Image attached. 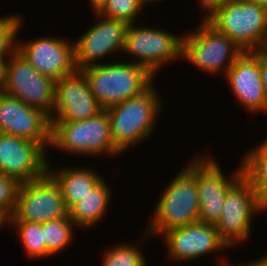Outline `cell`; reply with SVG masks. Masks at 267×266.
<instances>
[{
  "instance_id": "cell-35",
  "label": "cell",
  "mask_w": 267,
  "mask_h": 266,
  "mask_svg": "<svg viewBox=\"0 0 267 266\" xmlns=\"http://www.w3.org/2000/svg\"><path fill=\"white\" fill-rule=\"evenodd\" d=\"M219 260V265L218 266H233V265H229L228 263H227V258H226V260H224V258H218Z\"/></svg>"
},
{
  "instance_id": "cell-5",
  "label": "cell",
  "mask_w": 267,
  "mask_h": 266,
  "mask_svg": "<svg viewBox=\"0 0 267 266\" xmlns=\"http://www.w3.org/2000/svg\"><path fill=\"white\" fill-rule=\"evenodd\" d=\"M243 52H255L267 36V9L251 0H229L204 17Z\"/></svg>"
},
{
  "instance_id": "cell-17",
  "label": "cell",
  "mask_w": 267,
  "mask_h": 266,
  "mask_svg": "<svg viewBox=\"0 0 267 266\" xmlns=\"http://www.w3.org/2000/svg\"><path fill=\"white\" fill-rule=\"evenodd\" d=\"M103 110L80 70L56 81L54 109L50 121L85 120Z\"/></svg>"
},
{
  "instance_id": "cell-14",
  "label": "cell",
  "mask_w": 267,
  "mask_h": 266,
  "mask_svg": "<svg viewBox=\"0 0 267 266\" xmlns=\"http://www.w3.org/2000/svg\"><path fill=\"white\" fill-rule=\"evenodd\" d=\"M74 41L59 36H43L21 42L17 40V51L39 73L57 81L77 70Z\"/></svg>"
},
{
  "instance_id": "cell-4",
  "label": "cell",
  "mask_w": 267,
  "mask_h": 266,
  "mask_svg": "<svg viewBox=\"0 0 267 266\" xmlns=\"http://www.w3.org/2000/svg\"><path fill=\"white\" fill-rule=\"evenodd\" d=\"M73 155L117 157L106 110L78 121H51L50 147ZM120 154V155H119Z\"/></svg>"
},
{
  "instance_id": "cell-30",
  "label": "cell",
  "mask_w": 267,
  "mask_h": 266,
  "mask_svg": "<svg viewBox=\"0 0 267 266\" xmlns=\"http://www.w3.org/2000/svg\"><path fill=\"white\" fill-rule=\"evenodd\" d=\"M7 60L0 59V94L4 93L5 89Z\"/></svg>"
},
{
  "instance_id": "cell-11",
  "label": "cell",
  "mask_w": 267,
  "mask_h": 266,
  "mask_svg": "<svg viewBox=\"0 0 267 266\" xmlns=\"http://www.w3.org/2000/svg\"><path fill=\"white\" fill-rule=\"evenodd\" d=\"M206 152L195 155V180L199 199V221L216 224L221 217L228 188L243 174L241 163L232 175L225 176L214 157ZM205 154V155H204Z\"/></svg>"
},
{
  "instance_id": "cell-15",
  "label": "cell",
  "mask_w": 267,
  "mask_h": 266,
  "mask_svg": "<svg viewBox=\"0 0 267 266\" xmlns=\"http://www.w3.org/2000/svg\"><path fill=\"white\" fill-rule=\"evenodd\" d=\"M50 117L8 94H0V133L50 147Z\"/></svg>"
},
{
  "instance_id": "cell-6",
  "label": "cell",
  "mask_w": 267,
  "mask_h": 266,
  "mask_svg": "<svg viewBox=\"0 0 267 266\" xmlns=\"http://www.w3.org/2000/svg\"><path fill=\"white\" fill-rule=\"evenodd\" d=\"M242 53L228 36L205 18L182 38V59L208 74L222 72L225 75Z\"/></svg>"
},
{
  "instance_id": "cell-32",
  "label": "cell",
  "mask_w": 267,
  "mask_h": 266,
  "mask_svg": "<svg viewBox=\"0 0 267 266\" xmlns=\"http://www.w3.org/2000/svg\"><path fill=\"white\" fill-rule=\"evenodd\" d=\"M108 0H89L90 5L93 8L94 13H98Z\"/></svg>"
},
{
  "instance_id": "cell-38",
  "label": "cell",
  "mask_w": 267,
  "mask_h": 266,
  "mask_svg": "<svg viewBox=\"0 0 267 266\" xmlns=\"http://www.w3.org/2000/svg\"><path fill=\"white\" fill-rule=\"evenodd\" d=\"M263 208L265 213L267 212V200L263 203Z\"/></svg>"
},
{
  "instance_id": "cell-31",
  "label": "cell",
  "mask_w": 267,
  "mask_h": 266,
  "mask_svg": "<svg viewBox=\"0 0 267 266\" xmlns=\"http://www.w3.org/2000/svg\"><path fill=\"white\" fill-rule=\"evenodd\" d=\"M11 216L2 208H0V229H4V226H10Z\"/></svg>"
},
{
  "instance_id": "cell-27",
  "label": "cell",
  "mask_w": 267,
  "mask_h": 266,
  "mask_svg": "<svg viewBox=\"0 0 267 266\" xmlns=\"http://www.w3.org/2000/svg\"><path fill=\"white\" fill-rule=\"evenodd\" d=\"M19 185L15 179L0 173V208L10 216L15 209Z\"/></svg>"
},
{
  "instance_id": "cell-1",
  "label": "cell",
  "mask_w": 267,
  "mask_h": 266,
  "mask_svg": "<svg viewBox=\"0 0 267 266\" xmlns=\"http://www.w3.org/2000/svg\"><path fill=\"white\" fill-rule=\"evenodd\" d=\"M153 217L142 239L199 221V199L195 180V156L162 190Z\"/></svg>"
},
{
  "instance_id": "cell-33",
  "label": "cell",
  "mask_w": 267,
  "mask_h": 266,
  "mask_svg": "<svg viewBox=\"0 0 267 266\" xmlns=\"http://www.w3.org/2000/svg\"><path fill=\"white\" fill-rule=\"evenodd\" d=\"M258 145L267 153V137L261 140Z\"/></svg>"
},
{
  "instance_id": "cell-12",
  "label": "cell",
  "mask_w": 267,
  "mask_h": 266,
  "mask_svg": "<svg viewBox=\"0 0 267 266\" xmlns=\"http://www.w3.org/2000/svg\"><path fill=\"white\" fill-rule=\"evenodd\" d=\"M98 22L84 30L74 42V59L77 70L102 63V59L123 52L128 24L95 13ZM107 56V57H106ZM101 60V61H100ZM98 61V62H97ZM100 61V62H99Z\"/></svg>"
},
{
  "instance_id": "cell-23",
  "label": "cell",
  "mask_w": 267,
  "mask_h": 266,
  "mask_svg": "<svg viewBox=\"0 0 267 266\" xmlns=\"http://www.w3.org/2000/svg\"><path fill=\"white\" fill-rule=\"evenodd\" d=\"M77 227L69 216L43 223V241L47 251L53 256L68 248L74 240Z\"/></svg>"
},
{
  "instance_id": "cell-16",
  "label": "cell",
  "mask_w": 267,
  "mask_h": 266,
  "mask_svg": "<svg viewBox=\"0 0 267 266\" xmlns=\"http://www.w3.org/2000/svg\"><path fill=\"white\" fill-rule=\"evenodd\" d=\"M161 236L167 246L168 260L175 263L191 262L204 255L229 248L219 237L214 224L200 221L171 229Z\"/></svg>"
},
{
  "instance_id": "cell-26",
  "label": "cell",
  "mask_w": 267,
  "mask_h": 266,
  "mask_svg": "<svg viewBox=\"0 0 267 266\" xmlns=\"http://www.w3.org/2000/svg\"><path fill=\"white\" fill-rule=\"evenodd\" d=\"M23 17L12 13L0 18V59H8L17 50Z\"/></svg>"
},
{
  "instance_id": "cell-9",
  "label": "cell",
  "mask_w": 267,
  "mask_h": 266,
  "mask_svg": "<svg viewBox=\"0 0 267 266\" xmlns=\"http://www.w3.org/2000/svg\"><path fill=\"white\" fill-rule=\"evenodd\" d=\"M56 81L39 73L17 50L8 58L4 93L52 116Z\"/></svg>"
},
{
  "instance_id": "cell-7",
  "label": "cell",
  "mask_w": 267,
  "mask_h": 266,
  "mask_svg": "<svg viewBox=\"0 0 267 266\" xmlns=\"http://www.w3.org/2000/svg\"><path fill=\"white\" fill-rule=\"evenodd\" d=\"M222 206V214L215 227L223 242L233 249L251 237L253 218L265 213L263 202L242 174L228 188Z\"/></svg>"
},
{
  "instance_id": "cell-28",
  "label": "cell",
  "mask_w": 267,
  "mask_h": 266,
  "mask_svg": "<svg viewBox=\"0 0 267 266\" xmlns=\"http://www.w3.org/2000/svg\"><path fill=\"white\" fill-rule=\"evenodd\" d=\"M255 53L259 56L260 73H261L262 83L264 86V91H265L266 100H267V51L261 48L255 51Z\"/></svg>"
},
{
  "instance_id": "cell-2",
  "label": "cell",
  "mask_w": 267,
  "mask_h": 266,
  "mask_svg": "<svg viewBox=\"0 0 267 266\" xmlns=\"http://www.w3.org/2000/svg\"><path fill=\"white\" fill-rule=\"evenodd\" d=\"M158 95L153 83L142 94L105 109L114 147L121 155L151 138L163 107Z\"/></svg>"
},
{
  "instance_id": "cell-18",
  "label": "cell",
  "mask_w": 267,
  "mask_h": 266,
  "mask_svg": "<svg viewBox=\"0 0 267 266\" xmlns=\"http://www.w3.org/2000/svg\"><path fill=\"white\" fill-rule=\"evenodd\" d=\"M224 78L235 99L248 110V113H267L259 56L255 52H243L226 72Z\"/></svg>"
},
{
  "instance_id": "cell-29",
  "label": "cell",
  "mask_w": 267,
  "mask_h": 266,
  "mask_svg": "<svg viewBox=\"0 0 267 266\" xmlns=\"http://www.w3.org/2000/svg\"><path fill=\"white\" fill-rule=\"evenodd\" d=\"M229 0H198L201 9L204 10L205 14L207 15L210 13L215 7L226 3Z\"/></svg>"
},
{
  "instance_id": "cell-34",
  "label": "cell",
  "mask_w": 267,
  "mask_h": 266,
  "mask_svg": "<svg viewBox=\"0 0 267 266\" xmlns=\"http://www.w3.org/2000/svg\"><path fill=\"white\" fill-rule=\"evenodd\" d=\"M251 1L267 9V0H251Z\"/></svg>"
},
{
  "instance_id": "cell-24",
  "label": "cell",
  "mask_w": 267,
  "mask_h": 266,
  "mask_svg": "<svg viewBox=\"0 0 267 266\" xmlns=\"http://www.w3.org/2000/svg\"><path fill=\"white\" fill-rule=\"evenodd\" d=\"M104 252L102 266H147L145 253H142L137 243L122 242Z\"/></svg>"
},
{
  "instance_id": "cell-10",
  "label": "cell",
  "mask_w": 267,
  "mask_h": 266,
  "mask_svg": "<svg viewBox=\"0 0 267 266\" xmlns=\"http://www.w3.org/2000/svg\"><path fill=\"white\" fill-rule=\"evenodd\" d=\"M67 216L68 210L59 186L46 174L40 179L19 185L10 221L41 224Z\"/></svg>"
},
{
  "instance_id": "cell-3",
  "label": "cell",
  "mask_w": 267,
  "mask_h": 266,
  "mask_svg": "<svg viewBox=\"0 0 267 266\" xmlns=\"http://www.w3.org/2000/svg\"><path fill=\"white\" fill-rule=\"evenodd\" d=\"M79 70L104 110L142 94L156 83L155 76L146 67L130 61L103 62Z\"/></svg>"
},
{
  "instance_id": "cell-13",
  "label": "cell",
  "mask_w": 267,
  "mask_h": 266,
  "mask_svg": "<svg viewBox=\"0 0 267 266\" xmlns=\"http://www.w3.org/2000/svg\"><path fill=\"white\" fill-rule=\"evenodd\" d=\"M48 155L40 144L0 133V173L19 184L47 174Z\"/></svg>"
},
{
  "instance_id": "cell-36",
  "label": "cell",
  "mask_w": 267,
  "mask_h": 266,
  "mask_svg": "<svg viewBox=\"0 0 267 266\" xmlns=\"http://www.w3.org/2000/svg\"><path fill=\"white\" fill-rule=\"evenodd\" d=\"M141 1H142V3L146 6V3L149 4V3H153V2H154V4H155V3H157L158 1H159V2H161V1L163 2L164 0H141Z\"/></svg>"
},
{
  "instance_id": "cell-20",
  "label": "cell",
  "mask_w": 267,
  "mask_h": 266,
  "mask_svg": "<svg viewBox=\"0 0 267 266\" xmlns=\"http://www.w3.org/2000/svg\"><path fill=\"white\" fill-rule=\"evenodd\" d=\"M110 187L103 178L88 194L68 210V216L77 226V229H92L105 218L111 205L110 202H112Z\"/></svg>"
},
{
  "instance_id": "cell-21",
  "label": "cell",
  "mask_w": 267,
  "mask_h": 266,
  "mask_svg": "<svg viewBox=\"0 0 267 266\" xmlns=\"http://www.w3.org/2000/svg\"><path fill=\"white\" fill-rule=\"evenodd\" d=\"M243 158V159H242ZM240 162L243 175L251 182L260 200H267V153L258 145L244 152Z\"/></svg>"
},
{
  "instance_id": "cell-37",
  "label": "cell",
  "mask_w": 267,
  "mask_h": 266,
  "mask_svg": "<svg viewBox=\"0 0 267 266\" xmlns=\"http://www.w3.org/2000/svg\"><path fill=\"white\" fill-rule=\"evenodd\" d=\"M262 49L267 51V36H266V40L264 42V45H263Z\"/></svg>"
},
{
  "instance_id": "cell-19",
  "label": "cell",
  "mask_w": 267,
  "mask_h": 266,
  "mask_svg": "<svg viewBox=\"0 0 267 266\" xmlns=\"http://www.w3.org/2000/svg\"><path fill=\"white\" fill-rule=\"evenodd\" d=\"M47 174L59 186L64 198L66 209L69 210L74 204L89 193L102 179L98 171L89 166L53 168L48 160Z\"/></svg>"
},
{
  "instance_id": "cell-22",
  "label": "cell",
  "mask_w": 267,
  "mask_h": 266,
  "mask_svg": "<svg viewBox=\"0 0 267 266\" xmlns=\"http://www.w3.org/2000/svg\"><path fill=\"white\" fill-rule=\"evenodd\" d=\"M10 227L18 236L23 250L31 259H42L52 256L46 249L43 241V223L10 221Z\"/></svg>"
},
{
  "instance_id": "cell-8",
  "label": "cell",
  "mask_w": 267,
  "mask_h": 266,
  "mask_svg": "<svg viewBox=\"0 0 267 266\" xmlns=\"http://www.w3.org/2000/svg\"><path fill=\"white\" fill-rule=\"evenodd\" d=\"M140 20L137 25L129 24L125 34L123 52L130 61L146 67L154 76L171 61L182 59V38L163 28L146 27ZM179 58V59H178Z\"/></svg>"
},
{
  "instance_id": "cell-25",
  "label": "cell",
  "mask_w": 267,
  "mask_h": 266,
  "mask_svg": "<svg viewBox=\"0 0 267 266\" xmlns=\"http://www.w3.org/2000/svg\"><path fill=\"white\" fill-rule=\"evenodd\" d=\"M145 5L141 0H108L103 8L98 12L99 15L109 19L120 20L125 23H137L139 15Z\"/></svg>"
}]
</instances>
